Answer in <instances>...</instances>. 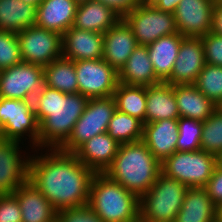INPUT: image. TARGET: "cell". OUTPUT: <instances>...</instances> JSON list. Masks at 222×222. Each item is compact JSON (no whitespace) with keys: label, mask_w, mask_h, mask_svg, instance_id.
Returning <instances> with one entry per match:
<instances>
[{"label":"cell","mask_w":222,"mask_h":222,"mask_svg":"<svg viewBox=\"0 0 222 222\" xmlns=\"http://www.w3.org/2000/svg\"><path fill=\"white\" fill-rule=\"evenodd\" d=\"M40 150L41 153L38 152ZM42 150L34 149L36 153L30 156L28 181L57 211L87 205L95 173L73 153L59 149Z\"/></svg>","instance_id":"obj_1"},{"label":"cell","mask_w":222,"mask_h":222,"mask_svg":"<svg viewBox=\"0 0 222 222\" xmlns=\"http://www.w3.org/2000/svg\"><path fill=\"white\" fill-rule=\"evenodd\" d=\"M87 101L80 93L67 94L43 85L33 98L39 122L38 149H59L71 135Z\"/></svg>","instance_id":"obj_2"},{"label":"cell","mask_w":222,"mask_h":222,"mask_svg":"<svg viewBox=\"0 0 222 222\" xmlns=\"http://www.w3.org/2000/svg\"><path fill=\"white\" fill-rule=\"evenodd\" d=\"M105 174L140 198L161 174V163L142 140L119 144L117 154Z\"/></svg>","instance_id":"obj_3"},{"label":"cell","mask_w":222,"mask_h":222,"mask_svg":"<svg viewBox=\"0 0 222 222\" xmlns=\"http://www.w3.org/2000/svg\"><path fill=\"white\" fill-rule=\"evenodd\" d=\"M140 198L105 173H95L88 205L104 222H140Z\"/></svg>","instance_id":"obj_4"},{"label":"cell","mask_w":222,"mask_h":222,"mask_svg":"<svg viewBox=\"0 0 222 222\" xmlns=\"http://www.w3.org/2000/svg\"><path fill=\"white\" fill-rule=\"evenodd\" d=\"M187 188L161 173L152 187L140 197V222H174Z\"/></svg>","instance_id":"obj_5"},{"label":"cell","mask_w":222,"mask_h":222,"mask_svg":"<svg viewBox=\"0 0 222 222\" xmlns=\"http://www.w3.org/2000/svg\"><path fill=\"white\" fill-rule=\"evenodd\" d=\"M217 167V157L198 151H176L161 163V173L187 187H205Z\"/></svg>","instance_id":"obj_6"},{"label":"cell","mask_w":222,"mask_h":222,"mask_svg":"<svg viewBox=\"0 0 222 222\" xmlns=\"http://www.w3.org/2000/svg\"><path fill=\"white\" fill-rule=\"evenodd\" d=\"M0 124L3 127V139L22 143L24 138L25 142L29 139L32 151L38 149L39 122L33 100L0 97Z\"/></svg>","instance_id":"obj_7"},{"label":"cell","mask_w":222,"mask_h":222,"mask_svg":"<svg viewBox=\"0 0 222 222\" xmlns=\"http://www.w3.org/2000/svg\"><path fill=\"white\" fill-rule=\"evenodd\" d=\"M115 111L116 102L113 96L89 98L83 114L74 125L71 135L59 150L74 153L92 137L107 132L109 121Z\"/></svg>","instance_id":"obj_8"},{"label":"cell","mask_w":222,"mask_h":222,"mask_svg":"<svg viewBox=\"0 0 222 222\" xmlns=\"http://www.w3.org/2000/svg\"><path fill=\"white\" fill-rule=\"evenodd\" d=\"M122 18L131 27L138 45L148 46L162 36L178 32L173 13L153 5L140 3Z\"/></svg>","instance_id":"obj_9"},{"label":"cell","mask_w":222,"mask_h":222,"mask_svg":"<svg viewBox=\"0 0 222 222\" xmlns=\"http://www.w3.org/2000/svg\"><path fill=\"white\" fill-rule=\"evenodd\" d=\"M22 62L49 65L62 57V35L33 25L17 33Z\"/></svg>","instance_id":"obj_10"},{"label":"cell","mask_w":222,"mask_h":222,"mask_svg":"<svg viewBox=\"0 0 222 222\" xmlns=\"http://www.w3.org/2000/svg\"><path fill=\"white\" fill-rule=\"evenodd\" d=\"M44 67L21 62L0 71V97L33 100L44 85Z\"/></svg>","instance_id":"obj_11"},{"label":"cell","mask_w":222,"mask_h":222,"mask_svg":"<svg viewBox=\"0 0 222 222\" xmlns=\"http://www.w3.org/2000/svg\"><path fill=\"white\" fill-rule=\"evenodd\" d=\"M74 62L78 93L88 99L114 95L118 84V72L103 58Z\"/></svg>","instance_id":"obj_12"},{"label":"cell","mask_w":222,"mask_h":222,"mask_svg":"<svg viewBox=\"0 0 222 222\" xmlns=\"http://www.w3.org/2000/svg\"><path fill=\"white\" fill-rule=\"evenodd\" d=\"M22 142L0 140V195H10L28 181L30 154H23ZM27 155V156H25Z\"/></svg>","instance_id":"obj_13"},{"label":"cell","mask_w":222,"mask_h":222,"mask_svg":"<svg viewBox=\"0 0 222 222\" xmlns=\"http://www.w3.org/2000/svg\"><path fill=\"white\" fill-rule=\"evenodd\" d=\"M214 0H181L174 11L178 32L184 37H201L211 32Z\"/></svg>","instance_id":"obj_14"},{"label":"cell","mask_w":222,"mask_h":222,"mask_svg":"<svg viewBox=\"0 0 222 222\" xmlns=\"http://www.w3.org/2000/svg\"><path fill=\"white\" fill-rule=\"evenodd\" d=\"M205 64L201 37H183L171 76L165 82L171 85L194 84Z\"/></svg>","instance_id":"obj_15"},{"label":"cell","mask_w":222,"mask_h":222,"mask_svg":"<svg viewBox=\"0 0 222 222\" xmlns=\"http://www.w3.org/2000/svg\"><path fill=\"white\" fill-rule=\"evenodd\" d=\"M137 46L131 27L121 17L104 33L103 59L119 72Z\"/></svg>","instance_id":"obj_16"},{"label":"cell","mask_w":222,"mask_h":222,"mask_svg":"<svg viewBox=\"0 0 222 222\" xmlns=\"http://www.w3.org/2000/svg\"><path fill=\"white\" fill-rule=\"evenodd\" d=\"M104 34L70 27L62 35V57L73 60L103 58Z\"/></svg>","instance_id":"obj_17"},{"label":"cell","mask_w":222,"mask_h":222,"mask_svg":"<svg viewBox=\"0 0 222 222\" xmlns=\"http://www.w3.org/2000/svg\"><path fill=\"white\" fill-rule=\"evenodd\" d=\"M178 119H163L143 124L142 141L162 163L177 151Z\"/></svg>","instance_id":"obj_18"},{"label":"cell","mask_w":222,"mask_h":222,"mask_svg":"<svg viewBox=\"0 0 222 222\" xmlns=\"http://www.w3.org/2000/svg\"><path fill=\"white\" fill-rule=\"evenodd\" d=\"M119 143L107 132L82 144L73 154L94 173H105L117 154Z\"/></svg>","instance_id":"obj_19"},{"label":"cell","mask_w":222,"mask_h":222,"mask_svg":"<svg viewBox=\"0 0 222 222\" xmlns=\"http://www.w3.org/2000/svg\"><path fill=\"white\" fill-rule=\"evenodd\" d=\"M78 5L74 0H43L37 7L35 25L63 35L73 26Z\"/></svg>","instance_id":"obj_20"},{"label":"cell","mask_w":222,"mask_h":222,"mask_svg":"<svg viewBox=\"0 0 222 222\" xmlns=\"http://www.w3.org/2000/svg\"><path fill=\"white\" fill-rule=\"evenodd\" d=\"M13 195L18 200L22 222H56L57 210L29 181L18 187Z\"/></svg>","instance_id":"obj_21"},{"label":"cell","mask_w":222,"mask_h":222,"mask_svg":"<svg viewBox=\"0 0 222 222\" xmlns=\"http://www.w3.org/2000/svg\"><path fill=\"white\" fill-rule=\"evenodd\" d=\"M120 19L121 16L111 7L96 0H89L78 5L72 27L104 34Z\"/></svg>","instance_id":"obj_22"},{"label":"cell","mask_w":222,"mask_h":222,"mask_svg":"<svg viewBox=\"0 0 222 222\" xmlns=\"http://www.w3.org/2000/svg\"><path fill=\"white\" fill-rule=\"evenodd\" d=\"M179 111L174 95V85L161 82L146 86L145 123L163 119H178Z\"/></svg>","instance_id":"obj_23"},{"label":"cell","mask_w":222,"mask_h":222,"mask_svg":"<svg viewBox=\"0 0 222 222\" xmlns=\"http://www.w3.org/2000/svg\"><path fill=\"white\" fill-rule=\"evenodd\" d=\"M217 206L205 187H188L174 222H216Z\"/></svg>","instance_id":"obj_24"},{"label":"cell","mask_w":222,"mask_h":222,"mask_svg":"<svg viewBox=\"0 0 222 222\" xmlns=\"http://www.w3.org/2000/svg\"><path fill=\"white\" fill-rule=\"evenodd\" d=\"M118 83L136 86H152L161 83L154 73L148 48L138 45L118 72Z\"/></svg>","instance_id":"obj_25"},{"label":"cell","mask_w":222,"mask_h":222,"mask_svg":"<svg viewBox=\"0 0 222 222\" xmlns=\"http://www.w3.org/2000/svg\"><path fill=\"white\" fill-rule=\"evenodd\" d=\"M183 37L177 32L162 36L147 46L154 73L161 82H165L171 76Z\"/></svg>","instance_id":"obj_26"},{"label":"cell","mask_w":222,"mask_h":222,"mask_svg":"<svg viewBox=\"0 0 222 222\" xmlns=\"http://www.w3.org/2000/svg\"><path fill=\"white\" fill-rule=\"evenodd\" d=\"M179 116L205 121L216 110V105L193 84L174 85Z\"/></svg>","instance_id":"obj_27"},{"label":"cell","mask_w":222,"mask_h":222,"mask_svg":"<svg viewBox=\"0 0 222 222\" xmlns=\"http://www.w3.org/2000/svg\"><path fill=\"white\" fill-rule=\"evenodd\" d=\"M37 7L22 0H0V30L19 33L35 25Z\"/></svg>","instance_id":"obj_28"},{"label":"cell","mask_w":222,"mask_h":222,"mask_svg":"<svg viewBox=\"0 0 222 222\" xmlns=\"http://www.w3.org/2000/svg\"><path fill=\"white\" fill-rule=\"evenodd\" d=\"M44 85L64 93H78L75 62L60 57L44 66Z\"/></svg>","instance_id":"obj_29"},{"label":"cell","mask_w":222,"mask_h":222,"mask_svg":"<svg viewBox=\"0 0 222 222\" xmlns=\"http://www.w3.org/2000/svg\"><path fill=\"white\" fill-rule=\"evenodd\" d=\"M116 109L145 124L146 87L118 83L113 95Z\"/></svg>","instance_id":"obj_30"},{"label":"cell","mask_w":222,"mask_h":222,"mask_svg":"<svg viewBox=\"0 0 222 222\" xmlns=\"http://www.w3.org/2000/svg\"><path fill=\"white\" fill-rule=\"evenodd\" d=\"M107 133L119 144L140 141L143 137V123L116 109L109 121Z\"/></svg>","instance_id":"obj_31"},{"label":"cell","mask_w":222,"mask_h":222,"mask_svg":"<svg viewBox=\"0 0 222 222\" xmlns=\"http://www.w3.org/2000/svg\"><path fill=\"white\" fill-rule=\"evenodd\" d=\"M193 85L217 105L222 100V66L206 63Z\"/></svg>","instance_id":"obj_32"},{"label":"cell","mask_w":222,"mask_h":222,"mask_svg":"<svg viewBox=\"0 0 222 222\" xmlns=\"http://www.w3.org/2000/svg\"><path fill=\"white\" fill-rule=\"evenodd\" d=\"M201 150L216 157L222 152V113L218 110L203 121Z\"/></svg>","instance_id":"obj_33"},{"label":"cell","mask_w":222,"mask_h":222,"mask_svg":"<svg viewBox=\"0 0 222 222\" xmlns=\"http://www.w3.org/2000/svg\"><path fill=\"white\" fill-rule=\"evenodd\" d=\"M202 125L197 119L178 118L177 151L201 150Z\"/></svg>","instance_id":"obj_34"},{"label":"cell","mask_w":222,"mask_h":222,"mask_svg":"<svg viewBox=\"0 0 222 222\" xmlns=\"http://www.w3.org/2000/svg\"><path fill=\"white\" fill-rule=\"evenodd\" d=\"M21 62L17 33L0 30V71Z\"/></svg>","instance_id":"obj_35"},{"label":"cell","mask_w":222,"mask_h":222,"mask_svg":"<svg viewBox=\"0 0 222 222\" xmlns=\"http://www.w3.org/2000/svg\"><path fill=\"white\" fill-rule=\"evenodd\" d=\"M56 222H104L87 204L57 211Z\"/></svg>","instance_id":"obj_36"},{"label":"cell","mask_w":222,"mask_h":222,"mask_svg":"<svg viewBox=\"0 0 222 222\" xmlns=\"http://www.w3.org/2000/svg\"><path fill=\"white\" fill-rule=\"evenodd\" d=\"M207 64L222 66V36L208 32L201 36Z\"/></svg>","instance_id":"obj_37"},{"label":"cell","mask_w":222,"mask_h":222,"mask_svg":"<svg viewBox=\"0 0 222 222\" xmlns=\"http://www.w3.org/2000/svg\"><path fill=\"white\" fill-rule=\"evenodd\" d=\"M0 222H22L21 209L13 195H0Z\"/></svg>","instance_id":"obj_38"},{"label":"cell","mask_w":222,"mask_h":222,"mask_svg":"<svg viewBox=\"0 0 222 222\" xmlns=\"http://www.w3.org/2000/svg\"><path fill=\"white\" fill-rule=\"evenodd\" d=\"M209 197L216 206L222 203V168L216 167L212 177L205 186Z\"/></svg>","instance_id":"obj_39"},{"label":"cell","mask_w":222,"mask_h":222,"mask_svg":"<svg viewBox=\"0 0 222 222\" xmlns=\"http://www.w3.org/2000/svg\"><path fill=\"white\" fill-rule=\"evenodd\" d=\"M111 7L121 17L141 3V0H96Z\"/></svg>","instance_id":"obj_40"},{"label":"cell","mask_w":222,"mask_h":222,"mask_svg":"<svg viewBox=\"0 0 222 222\" xmlns=\"http://www.w3.org/2000/svg\"><path fill=\"white\" fill-rule=\"evenodd\" d=\"M211 32L222 36V3H214Z\"/></svg>","instance_id":"obj_41"},{"label":"cell","mask_w":222,"mask_h":222,"mask_svg":"<svg viewBox=\"0 0 222 222\" xmlns=\"http://www.w3.org/2000/svg\"><path fill=\"white\" fill-rule=\"evenodd\" d=\"M181 0H157L153 6L164 12L174 13Z\"/></svg>","instance_id":"obj_42"},{"label":"cell","mask_w":222,"mask_h":222,"mask_svg":"<svg viewBox=\"0 0 222 222\" xmlns=\"http://www.w3.org/2000/svg\"><path fill=\"white\" fill-rule=\"evenodd\" d=\"M25 4H28V5H33V6H36L38 7L43 0H22Z\"/></svg>","instance_id":"obj_43"},{"label":"cell","mask_w":222,"mask_h":222,"mask_svg":"<svg viewBox=\"0 0 222 222\" xmlns=\"http://www.w3.org/2000/svg\"><path fill=\"white\" fill-rule=\"evenodd\" d=\"M216 222H222V203L217 206Z\"/></svg>","instance_id":"obj_44"},{"label":"cell","mask_w":222,"mask_h":222,"mask_svg":"<svg viewBox=\"0 0 222 222\" xmlns=\"http://www.w3.org/2000/svg\"><path fill=\"white\" fill-rule=\"evenodd\" d=\"M157 0H141V4L153 5Z\"/></svg>","instance_id":"obj_45"},{"label":"cell","mask_w":222,"mask_h":222,"mask_svg":"<svg viewBox=\"0 0 222 222\" xmlns=\"http://www.w3.org/2000/svg\"><path fill=\"white\" fill-rule=\"evenodd\" d=\"M217 166L222 168V152L217 156Z\"/></svg>","instance_id":"obj_46"},{"label":"cell","mask_w":222,"mask_h":222,"mask_svg":"<svg viewBox=\"0 0 222 222\" xmlns=\"http://www.w3.org/2000/svg\"><path fill=\"white\" fill-rule=\"evenodd\" d=\"M216 110L222 113V100L216 105Z\"/></svg>","instance_id":"obj_47"},{"label":"cell","mask_w":222,"mask_h":222,"mask_svg":"<svg viewBox=\"0 0 222 222\" xmlns=\"http://www.w3.org/2000/svg\"><path fill=\"white\" fill-rule=\"evenodd\" d=\"M2 139H3V127L0 124V140H2Z\"/></svg>","instance_id":"obj_48"},{"label":"cell","mask_w":222,"mask_h":222,"mask_svg":"<svg viewBox=\"0 0 222 222\" xmlns=\"http://www.w3.org/2000/svg\"><path fill=\"white\" fill-rule=\"evenodd\" d=\"M75 2H77L78 4L83 3V2H87L89 0H74Z\"/></svg>","instance_id":"obj_49"},{"label":"cell","mask_w":222,"mask_h":222,"mask_svg":"<svg viewBox=\"0 0 222 222\" xmlns=\"http://www.w3.org/2000/svg\"><path fill=\"white\" fill-rule=\"evenodd\" d=\"M214 3H222V0H214Z\"/></svg>","instance_id":"obj_50"}]
</instances>
